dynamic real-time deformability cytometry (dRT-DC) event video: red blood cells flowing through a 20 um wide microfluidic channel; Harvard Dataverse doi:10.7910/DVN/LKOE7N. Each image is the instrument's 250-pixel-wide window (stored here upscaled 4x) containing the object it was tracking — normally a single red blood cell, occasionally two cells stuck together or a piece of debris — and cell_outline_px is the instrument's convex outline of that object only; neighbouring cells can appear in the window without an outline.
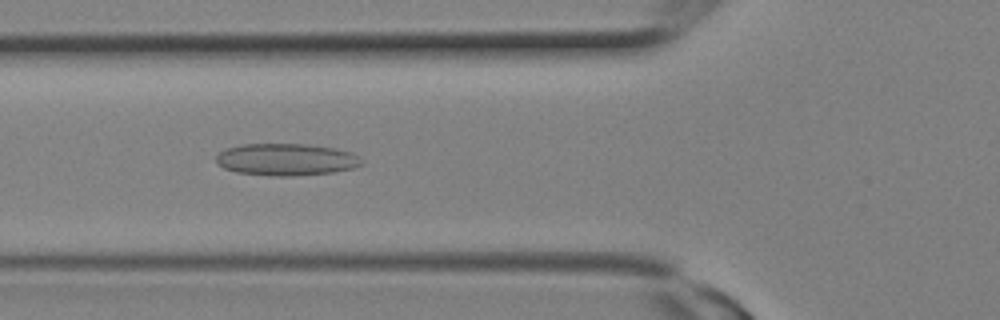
{"species": "Egyptian fruit bat (a non-hibernating species)", "species_latin": "Rousettus aegyptiacus", "temperature_condition": "room temperature", "stored_images_in_passage": 16, "camera_frame_rate_fps": 3000, "um_per_image_px": 0.085, "animal": {"sex": "female"}, "frame": {"image": 1, "passage_image": 3, "time_ms": 0.667, "image_size_px": [1000, 320], "cell_outline_px": [[364, 164], [352, 168], [332, 172], [292, 176], [272, 176], [236, 172], [224, 168], [216, 164], [216, 156], [224, 148], [240, 144], [304, 144], [332, 148], [352, 152], [360, 156], [364, 160]], "centroid_in_image_um": [24.31, 13.56], "position_along_channel_um": 101.5, "area_um2": 27.34}}
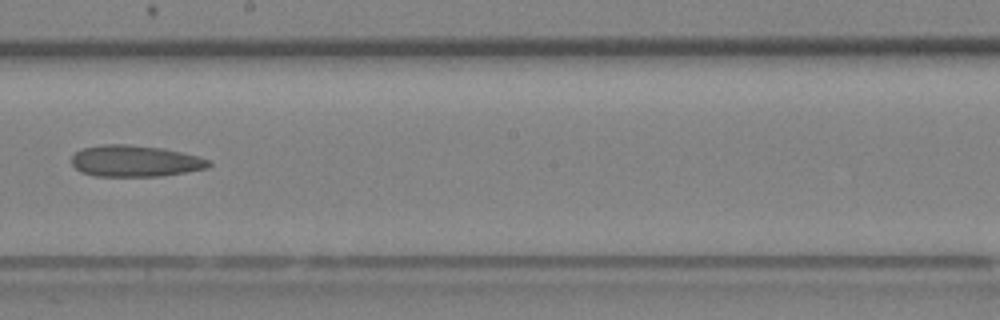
{"frame": {"image": 2, "passage_image": 8, "time_ms": 2.333, "image_size_px": [1000, 320], "cell_outline_px": [[212, 164], [208, 168], [160, 176], [96, 176], [80, 172], [72, 164], [72, 156], [76, 152], [84, 148], [104, 144], [124, 144], [164, 148], [196, 156], [208, 160]], "centroid_in_image_um": [11.46, 13.69], "position_along_channel_um": 236.7, "area_um2": 24.91}}
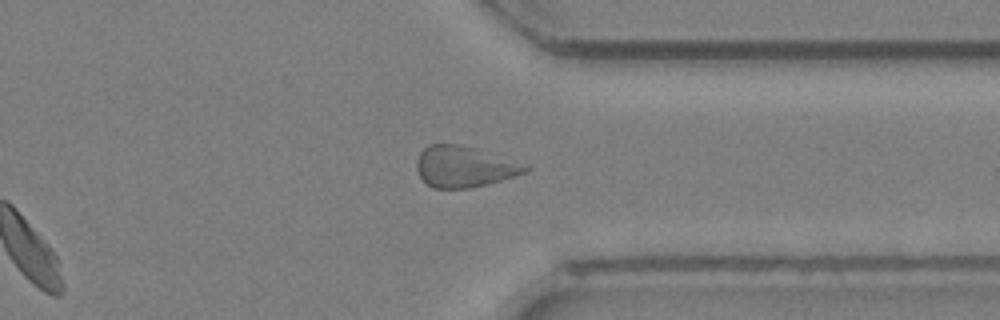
{"frame": {"image": 3, "passage_image": 13, "time_ms": 4.0, "image_size_px": [1000, 320], "cell_outline_px": [[532, 168], [528, 172], [472, 188], [432, 188], [420, 176], [416, 168], [416, 160], [420, 152], [428, 144], [460, 144], [476, 148], [528, 164]], "centroid_in_image_um": [39.49, 14.15], "position_along_channel_um": 371.9, "area_um2": 26.18}}